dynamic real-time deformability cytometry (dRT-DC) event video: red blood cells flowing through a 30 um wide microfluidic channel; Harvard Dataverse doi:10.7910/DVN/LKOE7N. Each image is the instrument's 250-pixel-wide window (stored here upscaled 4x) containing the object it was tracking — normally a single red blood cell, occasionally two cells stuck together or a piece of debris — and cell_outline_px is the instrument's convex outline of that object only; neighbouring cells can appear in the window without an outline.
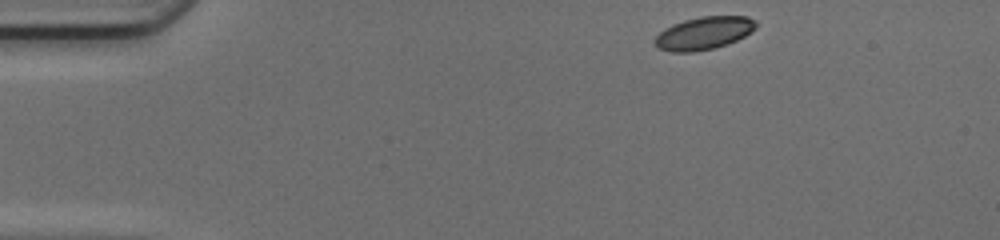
{"species": "common noctule bat (a hibernating species)", "species_latin": "Nyctalus noctula", "temperature_condition": "cold", "stored_images_in_passage": 43, "camera_frame_rate_fps": 3000, "um_per_image_px": 0.085, "animal": {"sex": "female", "body_mass_g": 17.0, "forearm_length_mm": 48.0}, "frame": {"image": 1, "passage_image": 1, "time_ms": 0.0, "image_size_px": [1000, 240], "cell_outline_px": [[756, 28], [744, 36], [728, 44], [716, 48], [692, 52], [672, 52], [656, 48], [652, 40], [664, 28], [672, 24], [684, 20], [700, 16], [748, 16], [756, 20]], "centroid_in_image_um": [59.8, 2.82], "position_along_channel_um": 25.2, "area_um2": 19.59}}
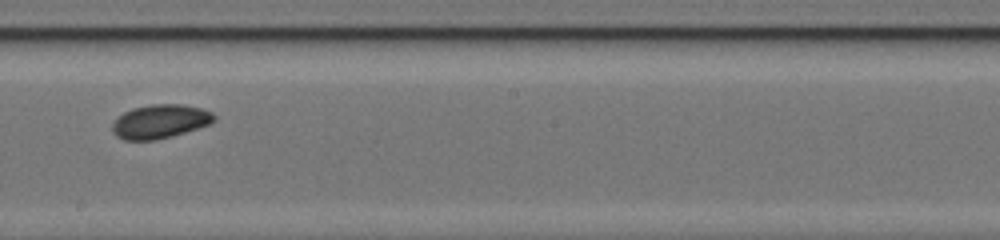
{"frame": {"image": 2, "passage_image": 22, "time_ms": 7.0, "image_size_px": [1000, 240], "cell_outline_px": [[216, 120], [208, 124], [172, 136], [156, 140], [124, 140], [116, 136], [112, 132], [112, 124], [124, 112], [132, 108], [152, 104], [180, 104], [200, 108], [212, 112], [216, 116]], "centroid_in_image_um": [13.59, 10.32], "position_along_channel_um": 234.6, "area_um2": 19.94}}
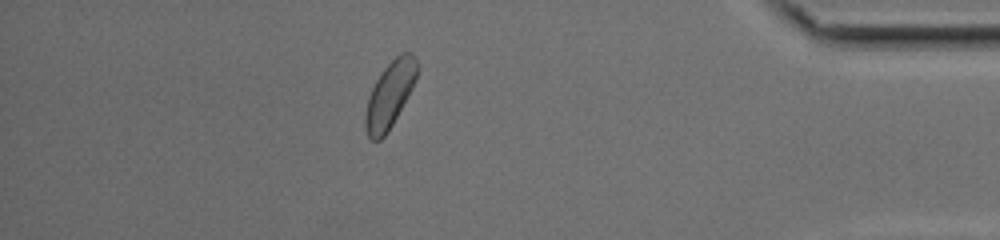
{"frame": {"image": 3, "passage_image": 37, "time_ms": 12.0, "image_size_px": [1000, 240], "cell_outline_px": [[416, 76], [412, 88], [408, 96], [392, 124], [384, 136], [380, 140], [372, 140], [368, 136], [364, 128], [364, 116], [368, 96], [376, 80], [384, 68], [400, 52], [412, 52], [416, 56]], "centroid_in_image_um": [33.1, 8.05], "position_along_channel_um": 402.1, "area_um2": 19.71}, "authors_computed_cell_mechanics": {"area_um2": 19.8832, "velocity_mm_per_s": 4.1643, "shape_relaxation_time_tau1_ms": null, "shape_relaxation_time_tau2_ms": 6.4168, "deformation_change_tau1": null, "deformation_change_tau2": 0.0927}}